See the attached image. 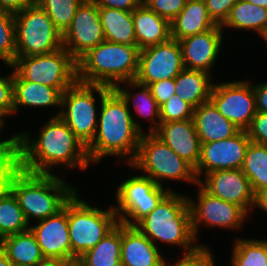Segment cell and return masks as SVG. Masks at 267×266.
<instances>
[{"instance_id": "9", "label": "cell", "mask_w": 267, "mask_h": 266, "mask_svg": "<svg viewBox=\"0 0 267 266\" xmlns=\"http://www.w3.org/2000/svg\"><path fill=\"white\" fill-rule=\"evenodd\" d=\"M11 67L24 80L57 88L61 93L77 81V63L64 47L49 54L15 57Z\"/></svg>"}, {"instance_id": "16", "label": "cell", "mask_w": 267, "mask_h": 266, "mask_svg": "<svg viewBox=\"0 0 267 266\" xmlns=\"http://www.w3.org/2000/svg\"><path fill=\"white\" fill-rule=\"evenodd\" d=\"M251 142L246 130L225 140L201 143L200 159L194 169L197 180L204 174L225 169H241L245 153Z\"/></svg>"}, {"instance_id": "30", "label": "cell", "mask_w": 267, "mask_h": 266, "mask_svg": "<svg viewBox=\"0 0 267 266\" xmlns=\"http://www.w3.org/2000/svg\"><path fill=\"white\" fill-rule=\"evenodd\" d=\"M221 27L254 30L263 36L267 32V9L246 0H238Z\"/></svg>"}, {"instance_id": "44", "label": "cell", "mask_w": 267, "mask_h": 266, "mask_svg": "<svg viewBox=\"0 0 267 266\" xmlns=\"http://www.w3.org/2000/svg\"><path fill=\"white\" fill-rule=\"evenodd\" d=\"M148 87L159 107L176 94L175 78L150 83Z\"/></svg>"}, {"instance_id": "32", "label": "cell", "mask_w": 267, "mask_h": 266, "mask_svg": "<svg viewBox=\"0 0 267 266\" xmlns=\"http://www.w3.org/2000/svg\"><path fill=\"white\" fill-rule=\"evenodd\" d=\"M241 170L248 177L255 196L267 188V146L250 142Z\"/></svg>"}, {"instance_id": "40", "label": "cell", "mask_w": 267, "mask_h": 266, "mask_svg": "<svg viewBox=\"0 0 267 266\" xmlns=\"http://www.w3.org/2000/svg\"><path fill=\"white\" fill-rule=\"evenodd\" d=\"M212 252L206 246L200 245L195 251L185 253L183 257L173 266H214ZM168 262H164L167 266Z\"/></svg>"}, {"instance_id": "2", "label": "cell", "mask_w": 267, "mask_h": 266, "mask_svg": "<svg viewBox=\"0 0 267 266\" xmlns=\"http://www.w3.org/2000/svg\"><path fill=\"white\" fill-rule=\"evenodd\" d=\"M15 136L19 168L24 171L51 174L50 169L58 164L82 170L89 165L86 147L59 116L51 117L33 141L27 133Z\"/></svg>"}, {"instance_id": "50", "label": "cell", "mask_w": 267, "mask_h": 266, "mask_svg": "<svg viewBox=\"0 0 267 266\" xmlns=\"http://www.w3.org/2000/svg\"><path fill=\"white\" fill-rule=\"evenodd\" d=\"M0 266H14L0 249Z\"/></svg>"}, {"instance_id": "35", "label": "cell", "mask_w": 267, "mask_h": 266, "mask_svg": "<svg viewBox=\"0 0 267 266\" xmlns=\"http://www.w3.org/2000/svg\"><path fill=\"white\" fill-rule=\"evenodd\" d=\"M122 83L126 84L127 87L129 86L131 88H140V91L135 96H133V104L135 110L137 111V114L143 117H147V119L150 121L155 120V126L153 127L152 122V124L150 125V130H148L149 133H154L160 125V111L159 106L152 96L149 87L147 85L140 84L135 80L125 81ZM155 116L157 121L155 119Z\"/></svg>"}, {"instance_id": "52", "label": "cell", "mask_w": 267, "mask_h": 266, "mask_svg": "<svg viewBox=\"0 0 267 266\" xmlns=\"http://www.w3.org/2000/svg\"><path fill=\"white\" fill-rule=\"evenodd\" d=\"M64 266H83V264L78 260H72V261H67Z\"/></svg>"}, {"instance_id": "42", "label": "cell", "mask_w": 267, "mask_h": 266, "mask_svg": "<svg viewBox=\"0 0 267 266\" xmlns=\"http://www.w3.org/2000/svg\"><path fill=\"white\" fill-rule=\"evenodd\" d=\"M14 114L13 106V72L8 77L0 76V117Z\"/></svg>"}, {"instance_id": "51", "label": "cell", "mask_w": 267, "mask_h": 266, "mask_svg": "<svg viewBox=\"0 0 267 266\" xmlns=\"http://www.w3.org/2000/svg\"><path fill=\"white\" fill-rule=\"evenodd\" d=\"M246 1L267 9V0H246Z\"/></svg>"}, {"instance_id": "54", "label": "cell", "mask_w": 267, "mask_h": 266, "mask_svg": "<svg viewBox=\"0 0 267 266\" xmlns=\"http://www.w3.org/2000/svg\"><path fill=\"white\" fill-rule=\"evenodd\" d=\"M140 4H144L147 0H137Z\"/></svg>"}, {"instance_id": "4", "label": "cell", "mask_w": 267, "mask_h": 266, "mask_svg": "<svg viewBox=\"0 0 267 266\" xmlns=\"http://www.w3.org/2000/svg\"><path fill=\"white\" fill-rule=\"evenodd\" d=\"M8 188L16 196L27 222L46 219L60 211L76 192L75 188L51 174H35L18 168Z\"/></svg>"}, {"instance_id": "1", "label": "cell", "mask_w": 267, "mask_h": 266, "mask_svg": "<svg viewBox=\"0 0 267 266\" xmlns=\"http://www.w3.org/2000/svg\"><path fill=\"white\" fill-rule=\"evenodd\" d=\"M132 92L117 84L114 88L98 85L100 115L93 141L86 147L90 162L104 156H129L128 165L135 159L143 130L130 113Z\"/></svg>"}, {"instance_id": "43", "label": "cell", "mask_w": 267, "mask_h": 266, "mask_svg": "<svg viewBox=\"0 0 267 266\" xmlns=\"http://www.w3.org/2000/svg\"><path fill=\"white\" fill-rule=\"evenodd\" d=\"M246 131L251 142L267 146V113L257 112Z\"/></svg>"}, {"instance_id": "25", "label": "cell", "mask_w": 267, "mask_h": 266, "mask_svg": "<svg viewBox=\"0 0 267 266\" xmlns=\"http://www.w3.org/2000/svg\"><path fill=\"white\" fill-rule=\"evenodd\" d=\"M171 38L180 40L206 32L216 24L209 17L204 1L187 0L180 13L170 22Z\"/></svg>"}, {"instance_id": "5", "label": "cell", "mask_w": 267, "mask_h": 266, "mask_svg": "<svg viewBox=\"0 0 267 266\" xmlns=\"http://www.w3.org/2000/svg\"><path fill=\"white\" fill-rule=\"evenodd\" d=\"M189 198L170 191L159 204L134 227L151 242L156 240L182 246L185 253L195 251ZM192 243V244H191Z\"/></svg>"}, {"instance_id": "48", "label": "cell", "mask_w": 267, "mask_h": 266, "mask_svg": "<svg viewBox=\"0 0 267 266\" xmlns=\"http://www.w3.org/2000/svg\"><path fill=\"white\" fill-rule=\"evenodd\" d=\"M256 206L267 212V188L262 189L255 196V207Z\"/></svg>"}, {"instance_id": "21", "label": "cell", "mask_w": 267, "mask_h": 266, "mask_svg": "<svg viewBox=\"0 0 267 266\" xmlns=\"http://www.w3.org/2000/svg\"><path fill=\"white\" fill-rule=\"evenodd\" d=\"M165 260L136 227L122 224L121 266H164Z\"/></svg>"}, {"instance_id": "14", "label": "cell", "mask_w": 267, "mask_h": 266, "mask_svg": "<svg viewBox=\"0 0 267 266\" xmlns=\"http://www.w3.org/2000/svg\"><path fill=\"white\" fill-rule=\"evenodd\" d=\"M184 69L181 47L176 39L140 50L139 69L135 81L149 85L175 78Z\"/></svg>"}, {"instance_id": "27", "label": "cell", "mask_w": 267, "mask_h": 266, "mask_svg": "<svg viewBox=\"0 0 267 266\" xmlns=\"http://www.w3.org/2000/svg\"><path fill=\"white\" fill-rule=\"evenodd\" d=\"M211 75L204 71L183 69L175 77L176 94L197 108L200 104L210 101L213 83Z\"/></svg>"}, {"instance_id": "55", "label": "cell", "mask_w": 267, "mask_h": 266, "mask_svg": "<svg viewBox=\"0 0 267 266\" xmlns=\"http://www.w3.org/2000/svg\"><path fill=\"white\" fill-rule=\"evenodd\" d=\"M264 39H265V41L267 42V32L262 36Z\"/></svg>"}, {"instance_id": "33", "label": "cell", "mask_w": 267, "mask_h": 266, "mask_svg": "<svg viewBox=\"0 0 267 266\" xmlns=\"http://www.w3.org/2000/svg\"><path fill=\"white\" fill-rule=\"evenodd\" d=\"M232 266H267V240L237 239L232 251Z\"/></svg>"}, {"instance_id": "22", "label": "cell", "mask_w": 267, "mask_h": 266, "mask_svg": "<svg viewBox=\"0 0 267 266\" xmlns=\"http://www.w3.org/2000/svg\"><path fill=\"white\" fill-rule=\"evenodd\" d=\"M135 38L140 50L167 42L171 38L170 22L140 4L132 11Z\"/></svg>"}, {"instance_id": "20", "label": "cell", "mask_w": 267, "mask_h": 266, "mask_svg": "<svg viewBox=\"0 0 267 266\" xmlns=\"http://www.w3.org/2000/svg\"><path fill=\"white\" fill-rule=\"evenodd\" d=\"M154 134L194 169L197 167L201 153V140L193 118L160 123Z\"/></svg>"}, {"instance_id": "13", "label": "cell", "mask_w": 267, "mask_h": 266, "mask_svg": "<svg viewBox=\"0 0 267 266\" xmlns=\"http://www.w3.org/2000/svg\"><path fill=\"white\" fill-rule=\"evenodd\" d=\"M210 101L241 130H247L257 113L253 85L247 81L214 84Z\"/></svg>"}, {"instance_id": "34", "label": "cell", "mask_w": 267, "mask_h": 266, "mask_svg": "<svg viewBox=\"0 0 267 266\" xmlns=\"http://www.w3.org/2000/svg\"><path fill=\"white\" fill-rule=\"evenodd\" d=\"M83 0H35L49 15L55 27L63 34L71 24Z\"/></svg>"}, {"instance_id": "45", "label": "cell", "mask_w": 267, "mask_h": 266, "mask_svg": "<svg viewBox=\"0 0 267 266\" xmlns=\"http://www.w3.org/2000/svg\"><path fill=\"white\" fill-rule=\"evenodd\" d=\"M98 7H107L124 11H133L140 5L137 0H94Z\"/></svg>"}, {"instance_id": "46", "label": "cell", "mask_w": 267, "mask_h": 266, "mask_svg": "<svg viewBox=\"0 0 267 266\" xmlns=\"http://www.w3.org/2000/svg\"><path fill=\"white\" fill-rule=\"evenodd\" d=\"M256 110L260 113H267V82L253 86Z\"/></svg>"}, {"instance_id": "37", "label": "cell", "mask_w": 267, "mask_h": 266, "mask_svg": "<svg viewBox=\"0 0 267 266\" xmlns=\"http://www.w3.org/2000/svg\"><path fill=\"white\" fill-rule=\"evenodd\" d=\"M16 55L14 14L0 10V58L9 67L13 65Z\"/></svg>"}, {"instance_id": "6", "label": "cell", "mask_w": 267, "mask_h": 266, "mask_svg": "<svg viewBox=\"0 0 267 266\" xmlns=\"http://www.w3.org/2000/svg\"><path fill=\"white\" fill-rule=\"evenodd\" d=\"M110 208L103 211L92 207L78 197V192L67 201L71 261L95 247L119 224L113 206Z\"/></svg>"}, {"instance_id": "7", "label": "cell", "mask_w": 267, "mask_h": 266, "mask_svg": "<svg viewBox=\"0 0 267 266\" xmlns=\"http://www.w3.org/2000/svg\"><path fill=\"white\" fill-rule=\"evenodd\" d=\"M145 172L157 185L160 180H184L198 186L194 168L180 158L165 142L154 133H143L135 159L129 164Z\"/></svg>"}, {"instance_id": "12", "label": "cell", "mask_w": 267, "mask_h": 266, "mask_svg": "<svg viewBox=\"0 0 267 266\" xmlns=\"http://www.w3.org/2000/svg\"><path fill=\"white\" fill-rule=\"evenodd\" d=\"M62 39L63 47L76 62L105 40L99 7L94 0L82 1Z\"/></svg>"}, {"instance_id": "3", "label": "cell", "mask_w": 267, "mask_h": 266, "mask_svg": "<svg viewBox=\"0 0 267 266\" xmlns=\"http://www.w3.org/2000/svg\"><path fill=\"white\" fill-rule=\"evenodd\" d=\"M140 49L104 40L84 54L77 63V81L114 88L135 80L139 69Z\"/></svg>"}, {"instance_id": "28", "label": "cell", "mask_w": 267, "mask_h": 266, "mask_svg": "<svg viewBox=\"0 0 267 266\" xmlns=\"http://www.w3.org/2000/svg\"><path fill=\"white\" fill-rule=\"evenodd\" d=\"M99 16L105 40L125 45H137L132 11L99 7Z\"/></svg>"}, {"instance_id": "47", "label": "cell", "mask_w": 267, "mask_h": 266, "mask_svg": "<svg viewBox=\"0 0 267 266\" xmlns=\"http://www.w3.org/2000/svg\"><path fill=\"white\" fill-rule=\"evenodd\" d=\"M34 2L35 0H0V10L15 14Z\"/></svg>"}, {"instance_id": "38", "label": "cell", "mask_w": 267, "mask_h": 266, "mask_svg": "<svg viewBox=\"0 0 267 266\" xmlns=\"http://www.w3.org/2000/svg\"><path fill=\"white\" fill-rule=\"evenodd\" d=\"M159 111L160 123H167L192 119L194 107L175 94L159 107Z\"/></svg>"}, {"instance_id": "36", "label": "cell", "mask_w": 267, "mask_h": 266, "mask_svg": "<svg viewBox=\"0 0 267 266\" xmlns=\"http://www.w3.org/2000/svg\"><path fill=\"white\" fill-rule=\"evenodd\" d=\"M19 168L16 136L0 141V192L9 186L11 175Z\"/></svg>"}, {"instance_id": "15", "label": "cell", "mask_w": 267, "mask_h": 266, "mask_svg": "<svg viewBox=\"0 0 267 266\" xmlns=\"http://www.w3.org/2000/svg\"><path fill=\"white\" fill-rule=\"evenodd\" d=\"M197 204L188 200L192 231L197 240L199 223L219 228H242L248 213L239 205L229 203L208 193L199 183Z\"/></svg>"}, {"instance_id": "31", "label": "cell", "mask_w": 267, "mask_h": 266, "mask_svg": "<svg viewBox=\"0 0 267 266\" xmlns=\"http://www.w3.org/2000/svg\"><path fill=\"white\" fill-rule=\"evenodd\" d=\"M30 229L14 193L7 188L0 192V240Z\"/></svg>"}, {"instance_id": "24", "label": "cell", "mask_w": 267, "mask_h": 266, "mask_svg": "<svg viewBox=\"0 0 267 266\" xmlns=\"http://www.w3.org/2000/svg\"><path fill=\"white\" fill-rule=\"evenodd\" d=\"M62 93L47 85L24 80L13 71V106L14 113L19 107L61 106Z\"/></svg>"}, {"instance_id": "10", "label": "cell", "mask_w": 267, "mask_h": 266, "mask_svg": "<svg viewBox=\"0 0 267 266\" xmlns=\"http://www.w3.org/2000/svg\"><path fill=\"white\" fill-rule=\"evenodd\" d=\"M95 92H98V85L76 81L62 93L61 107L66 110L56 114L85 147L93 141L97 131Z\"/></svg>"}, {"instance_id": "19", "label": "cell", "mask_w": 267, "mask_h": 266, "mask_svg": "<svg viewBox=\"0 0 267 266\" xmlns=\"http://www.w3.org/2000/svg\"><path fill=\"white\" fill-rule=\"evenodd\" d=\"M221 26L178 40L185 69L204 71L209 74L218 57L222 43Z\"/></svg>"}, {"instance_id": "39", "label": "cell", "mask_w": 267, "mask_h": 266, "mask_svg": "<svg viewBox=\"0 0 267 266\" xmlns=\"http://www.w3.org/2000/svg\"><path fill=\"white\" fill-rule=\"evenodd\" d=\"M187 0H147L144 4L160 17L171 22L183 9Z\"/></svg>"}, {"instance_id": "41", "label": "cell", "mask_w": 267, "mask_h": 266, "mask_svg": "<svg viewBox=\"0 0 267 266\" xmlns=\"http://www.w3.org/2000/svg\"><path fill=\"white\" fill-rule=\"evenodd\" d=\"M238 0H206L205 5L212 21L222 26Z\"/></svg>"}, {"instance_id": "26", "label": "cell", "mask_w": 267, "mask_h": 266, "mask_svg": "<svg viewBox=\"0 0 267 266\" xmlns=\"http://www.w3.org/2000/svg\"><path fill=\"white\" fill-rule=\"evenodd\" d=\"M0 249L14 266H36L45 259L30 229L1 239Z\"/></svg>"}, {"instance_id": "49", "label": "cell", "mask_w": 267, "mask_h": 266, "mask_svg": "<svg viewBox=\"0 0 267 266\" xmlns=\"http://www.w3.org/2000/svg\"><path fill=\"white\" fill-rule=\"evenodd\" d=\"M67 261L59 259H44L42 262H39L36 266H64Z\"/></svg>"}, {"instance_id": "18", "label": "cell", "mask_w": 267, "mask_h": 266, "mask_svg": "<svg viewBox=\"0 0 267 266\" xmlns=\"http://www.w3.org/2000/svg\"><path fill=\"white\" fill-rule=\"evenodd\" d=\"M30 226L45 259L71 261V241L68 229L67 202L56 214Z\"/></svg>"}, {"instance_id": "11", "label": "cell", "mask_w": 267, "mask_h": 266, "mask_svg": "<svg viewBox=\"0 0 267 266\" xmlns=\"http://www.w3.org/2000/svg\"><path fill=\"white\" fill-rule=\"evenodd\" d=\"M170 191H172L170 188L165 190L164 187L157 185L151 178L145 177L143 174L128 178L119 185L116 191L118 206L113 208L118 216L119 223L126 226H135Z\"/></svg>"}, {"instance_id": "29", "label": "cell", "mask_w": 267, "mask_h": 266, "mask_svg": "<svg viewBox=\"0 0 267 266\" xmlns=\"http://www.w3.org/2000/svg\"><path fill=\"white\" fill-rule=\"evenodd\" d=\"M122 224L119 223L95 247L78 260L83 266H121Z\"/></svg>"}, {"instance_id": "8", "label": "cell", "mask_w": 267, "mask_h": 266, "mask_svg": "<svg viewBox=\"0 0 267 266\" xmlns=\"http://www.w3.org/2000/svg\"><path fill=\"white\" fill-rule=\"evenodd\" d=\"M14 20L15 57L49 54L63 47L62 33L36 2L16 12Z\"/></svg>"}, {"instance_id": "17", "label": "cell", "mask_w": 267, "mask_h": 266, "mask_svg": "<svg viewBox=\"0 0 267 266\" xmlns=\"http://www.w3.org/2000/svg\"><path fill=\"white\" fill-rule=\"evenodd\" d=\"M204 178L198 183L211 195L241 206L248 214L251 207L255 208V194L241 169L217 170L205 174Z\"/></svg>"}, {"instance_id": "23", "label": "cell", "mask_w": 267, "mask_h": 266, "mask_svg": "<svg viewBox=\"0 0 267 266\" xmlns=\"http://www.w3.org/2000/svg\"><path fill=\"white\" fill-rule=\"evenodd\" d=\"M193 120L201 143L225 140L241 130L226 119L211 101L194 108Z\"/></svg>"}, {"instance_id": "53", "label": "cell", "mask_w": 267, "mask_h": 266, "mask_svg": "<svg viewBox=\"0 0 267 266\" xmlns=\"http://www.w3.org/2000/svg\"><path fill=\"white\" fill-rule=\"evenodd\" d=\"M4 124H5V119H2L1 117H0V133H1V129L4 127Z\"/></svg>"}]
</instances>
